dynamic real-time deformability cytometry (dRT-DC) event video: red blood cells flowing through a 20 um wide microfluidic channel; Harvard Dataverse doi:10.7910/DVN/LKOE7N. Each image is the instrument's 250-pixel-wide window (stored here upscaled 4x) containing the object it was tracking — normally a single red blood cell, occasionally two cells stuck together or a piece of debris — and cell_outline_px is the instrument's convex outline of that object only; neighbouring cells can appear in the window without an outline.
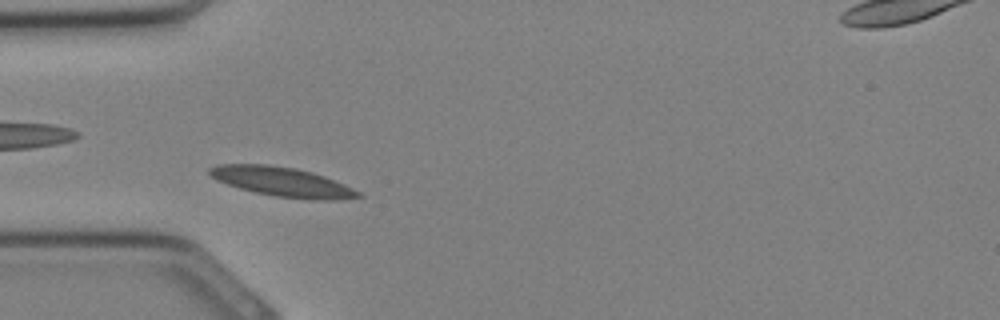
{"species": "Egyptian fruit bat (a non-hibernating species)", "species_latin": "Rousettus aegyptiacus", "temperature_condition": "cold", "stored_images_in_passage": 31, "segment_of_instrument_passage": [1, 2], "camera_frame_rate_fps": 3000, "um_per_image_px": 0.085, "animal": {"sex": "female"}, "frame": {"image": 1, "passage_image": 7, "time_ms": 2.0, "image_size_px": [1000, 320], "cell_outline_px": [[364, 196], [336, 200], [312, 200], [276, 196], [256, 192], [240, 188], [216, 180], [208, 172], [208, 168], [220, 164], [268, 164], [296, 168], [312, 172], [324, 176], [344, 184], [360, 192]], "centroid_in_image_um": [24.0, 15.45], "position_along_channel_um": 61.0, "area_um2": 25.37}}
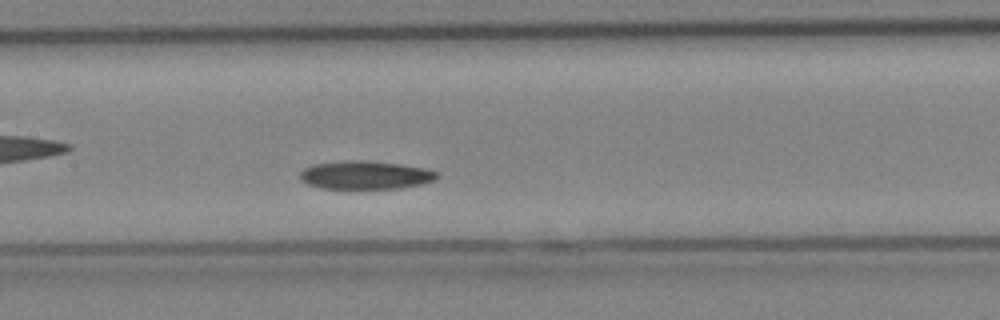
{"frame": {"image": 2, "passage_image": 13, "time_ms": 4.0, "image_size_px": [1000, 320], "cell_outline_px": [[440, 176], [432, 180], [420, 184], [400, 188], [320, 188], [308, 184], [300, 180], [300, 172], [304, 168], [312, 164], [344, 160], [364, 160], [400, 164], [424, 168], [440, 172]], "centroid_in_image_um": [31.03, 14.87], "position_along_channel_um": 176.4, "area_um2": 22.6}}
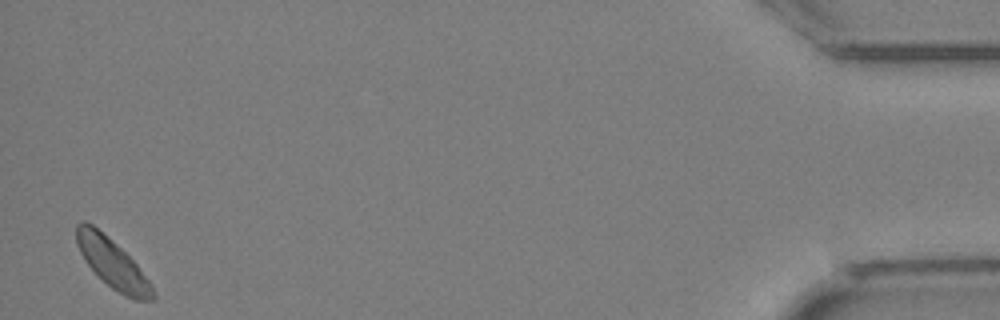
{"frame": {"image": 3, "passage_image": 30, "time_ms": 9.667, "image_size_px": [1000, 320], "cell_outline_px": [[156, 296], [152, 300], [132, 300], [124, 296], [112, 288], [84, 260], [76, 244], [76, 224], [80, 220], [84, 220], [92, 224], [116, 244], [136, 264], [148, 280]], "centroid_in_image_um": [9.53, 22.37], "position_along_channel_um": 425.7, "area_um2": 21.39}}